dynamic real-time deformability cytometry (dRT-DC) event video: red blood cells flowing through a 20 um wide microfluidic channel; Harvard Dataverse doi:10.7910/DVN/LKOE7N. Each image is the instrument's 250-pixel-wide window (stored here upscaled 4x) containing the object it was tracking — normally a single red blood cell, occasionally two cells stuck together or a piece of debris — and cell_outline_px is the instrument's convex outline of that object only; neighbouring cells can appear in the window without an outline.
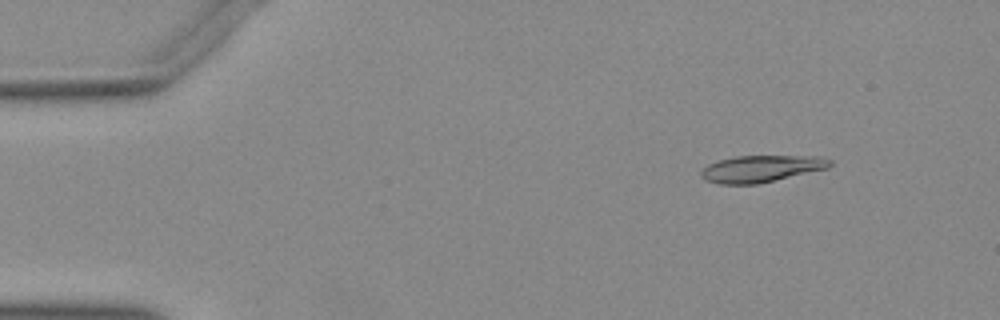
{"species": "Egyptian fruit bat (a non-hibernating species)", "species_latin": "Rousettus aegyptiacus", "temperature_condition": "warm", "stored_images_in_passage": 47, "camera_frame_rate_fps": 3000, "um_per_image_px": 0.085, "animal": {"sex": "female"}, "frame": {"image": 1, "passage_image": 6, "time_ms": 1.667, "image_size_px": [1000, 320], "cell_outline_px": [[832, 164], [828, 168], [756, 184], [720, 184], [704, 180], [700, 176], [700, 172], [708, 164], [716, 160], [736, 156], [820, 156], [832, 160]], "centroid_in_image_um": [64.67, 14.33], "position_along_channel_um": 20.3, "area_um2": 20.11}}
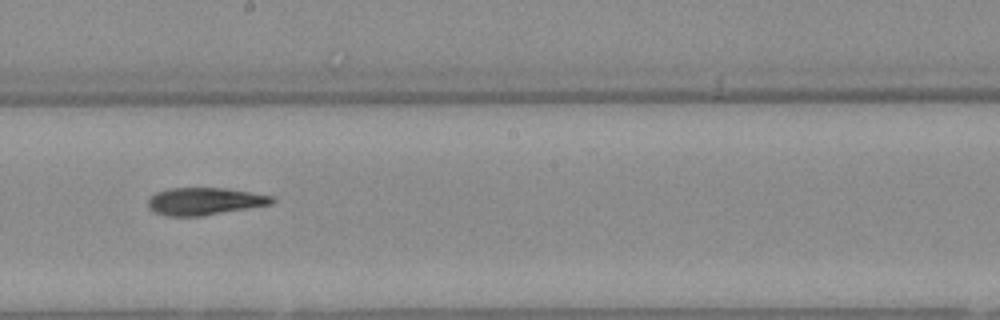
{"frame": {"image": 2, "passage_image": 29, "time_ms": 9.333, "image_size_px": [1000, 320], "cell_outline_px": [[276, 200], [272, 204], [200, 216], [168, 216], [156, 212], [148, 208], [148, 200], [156, 192], [168, 188], [224, 188], [276, 196]], "centroid_in_image_um": [17.41, 17.1], "position_along_channel_um": 230.8, "area_um2": 19.71}}
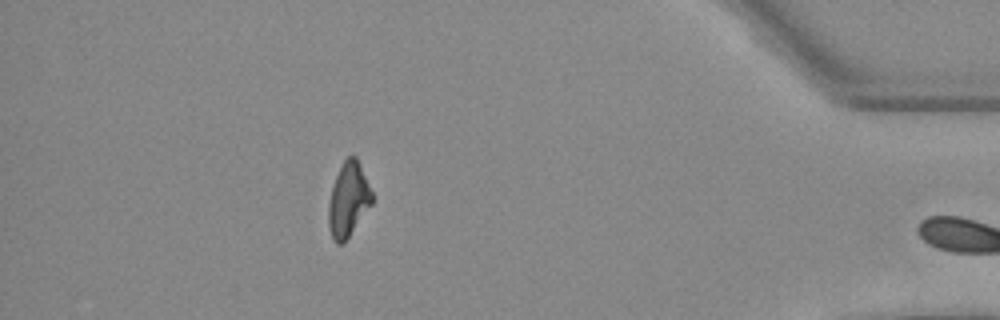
{"frame": {"image": 3, "passage_image": 46, "time_ms": 15.0, "image_size_px": [1000, 320], "cell_outline_px": [[372, 204], [344, 244], [336, 244], [332, 240], [328, 224], [328, 204], [332, 188], [336, 176], [344, 160], [348, 156], [356, 156], [360, 164], [372, 192]], "centroid_in_image_um": [29.6, 17.02], "position_along_channel_um": 405.6, "area_um2": 18.84}}